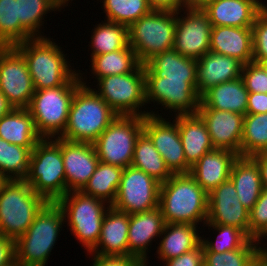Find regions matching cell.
<instances>
[{
	"label": "cell",
	"instance_id": "15",
	"mask_svg": "<svg viewBox=\"0 0 267 266\" xmlns=\"http://www.w3.org/2000/svg\"><path fill=\"white\" fill-rule=\"evenodd\" d=\"M146 102H157L176 115L197 114L200 96L186 79L145 77Z\"/></svg>",
	"mask_w": 267,
	"mask_h": 266
},
{
	"label": "cell",
	"instance_id": "33",
	"mask_svg": "<svg viewBox=\"0 0 267 266\" xmlns=\"http://www.w3.org/2000/svg\"><path fill=\"white\" fill-rule=\"evenodd\" d=\"M131 166L143 170L160 183L166 182L173 175L144 131L137 138Z\"/></svg>",
	"mask_w": 267,
	"mask_h": 266
},
{
	"label": "cell",
	"instance_id": "24",
	"mask_svg": "<svg viewBox=\"0 0 267 266\" xmlns=\"http://www.w3.org/2000/svg\"><path fill=\"white\" fill-rule=\"evenodd\" d=\"M210 51L234 57L243 64L253 62L252 28L212 26Z\"/></svg>",
	"mask_w": 267,
	"mask_h": 266
},
{
	"label": "cell",
	"instance_id": "57",
	"mask_svg": "<svg viewBox=\"0 0 267 266\" xmlns=\"http://www.w3.org/2000/svg\"><path fill=\"white\" fill-rule=\"evenodd\" d=\"M8 179L2 174V172L0 171V190L2 188V186L4 185V183L7 181Z\"/></svg>",
	"mask_w": 267,
	"mask_h": 266
},
{
	"label": "cell",
	"instance_id": "49",
	"mask_svg": "<svg viewBox=\"0 0 267 266\" xmlns=\"http://www.w3.org/2000/svg\"><path fill=\"white\" fill-rule=\"evenodd\" d=\"M267 113V93H249L246 114Z\"/></svg>",
	"mask_w": 267,
	"mask_h": 266
},
{
	"label": "cell",
	"instance_id": "39",
	"mask_svg": "<svg viewBox=\"0 0 267 266\" xmlns=\"http://www.w3.org/2000/svg\"><path fill=\"white\" fill-rule=\"evenodd\" d=\"M261 242L250 239L242 248L222 253L203 252L205 266H254L262 257Z\"/></svg>",
	"mask_w": 267,
	"mask_h": 266
},
{
	"label": "cell",
	"instance_id": "43",
	"mask_svg": "<svg viewBox=\"0 0 267 266\" xmlns=\"http://www.w3.org/2000/svg\"><path fill=\"white\" fill-rule=\"evenodd\" d=\"M267 232V188H263L260 197L249 211V238L261 241Z\"/></svg>",
	"mask_w": 267,
	"mask_h": 266
},
{
	"label": "cell",
	"instance_id": "48",
	"mask_svg": "<svg viewBox=\"0 0 267 266\" xmlns=\"http://www.w3.org/2000/svg\"><path fill=\"white\" fill-rule=\"evenodd\" d=\"M15 260V239L0 236V266H7Z\"/></svg>",
	"mask_w": 267,
	"mask_h": 266
},
{
	"label": "cell",
	"instance_id": "6",
	"mask_svg": "<svg viewBox=\"0 0 267 266\" xmlns=\"http://www.w3.org/2000/svg\"><path fill=\"white\" fill-rule=\"evenodd\" d=\"M47 203L24 179L7 180L0 190V236L16 240Z\"/></svg>",
	"mask_w": 267,
	"mask_h": 266
},
{
	"label": "cell",
	"instance_id": "37",
	"mask_svg": "<svg viewBox=\"0 0 267 266\" xmlns=\"http://www.w3.org/2000/svg\"><path fill=\"white\" fill-rule=\"evenodd\" d=\"M267 152V113L246 114L243 122L241 156Z\"/></svg>",
	"mask_w": 267,
	"mask_h": 266
},
{
	"label": "cell",
	"instance_id": "11",
	"mask_svg": "<svg viewBox=\"0 0 267 266\" xmlns=\"http://www.w3.org/2000/svg\"><path fill=\"white\" fill-rule=\"evenodd\" d=\"M143 132V117L118 115L93 143L99 161L131 166L137 138Z\"/></svg>",
	"mask_w": 267,
	"mask_h": 266
},
{
	"label": "cell",
	"instance_id": "61",
	"mask_svg": "<svg viewBox=\"0 0 267 266\" xmlns=\"http://www.w3.org/2000/svg\"><path fill=\"white\" fill-rule=\"evenodd\" d=\"M149 262H144L142 266H147Z\"/></svg>",
	"mask_w": 267,
	"mask_h": 266
},
{
	"label": "cell",
	"instance_id": "1",
	"mask_svg": "<svg viewBox=\"0 0 267 266\" xmlns=\"http://www.w3.org/2000/svg\"><path fill=\"white\" fill-rule=\"evenodd\" d=\"M159 208L165 223L199 225L203 221L204 225L208 214V193L189 173L173 174L161 183Z\"/></svg>",
	"mask_w": 267,
	"mask_h": 266
},
{
	"label": "cell",
	"instance_id": "47",
	"mask_svg": "<svg viewBox=\"0 0 267 266\" xmlns=\"http://www.w3.org/2000/svg\"><path fill=\"white\" fill-rule=\"evenodd\" d=\"M164 266H203V245L202 243L193 250L186 252L179 257L166 260Z\"/></svg>",
	"mask_w": 267,
	"mask_h": 266
},
{
	"label": "cell",
	"instance_id": "19",
	"mask_svg": "<svg viewBox=\"0 0 267 266\" xmlns=\"http://www.w3.org/2000/svg\"><path fill=\"white\" fill-rule=\"evenodd\" d=\"M215 149H227L241 156L244 116L230 111L198 109Z\"/></svg>",
	"mask_w": 267,
	"mask_h": 266
},
{
	"label": "cell",
	"instance_id": "18",
	"mask_svg": "<svg viewBox=\"0 0 267 266\" xmlns=\"http://www.w3.org/2000/svg\"><path fill=\"white\" fill-rule=\"evenodd\" d=\"M62 158L66 194L71 191H81L99 163L93 144L62 139Z\"/></svg>",
	"mask_w": 267,
	"mask_h": 266
},
{
	"label": "cell",
	"instance_id": "29",
	"mask_svg": "<svg viewBox=\"0 0 267 266\" xmlns=\"http://www.w3.org/2000/svg\"><path fill=\"white\" fill-rule=\"evenodd\" d=\"M197 227L194 224L166 223L156 251L157 258L164 263L198 247L202 237L198 234Z\"/></svg>",
	"mask_w": 267,
	"mask_h": 266
},
{
	"label": "cell",
	"instance_id": "20",
	"mask_svg": "<svg viewBox=\"0 0 267 266\" xmlns=\"http://www.w3.org/2000/svg\"><path fill=\"white\" fill-rule=\"evenodd\" d=\"M266 5L262 0H212L202 9L212 26L252 27Z\"/></svg>",
	"mask_w": 267,
	"mask_h": 266
},
{
	"label": "cell",
	"instance_id": "4",
	"mask_svg": "<svg viewBox=\"0 0 267 266\" xmlns=\"http://www.w3.org/2000/svg\"><path fill=\"white\" fill-rule=\"evenodd\" d=\"M24 180L47 202L56 203L66 194L62 138H42L35 145Z\"/></svg>",
	"mask_w": 267,
	"mask_h": 266
},
{
	"label": "cell",
	"instance_id": "5",
	"mask_svg": "<svg viewBox=\"0 0 267 266\" xmlns=\"http://www.w3.org/2000/svg\"><path fill=\"white\" fill-rule=\"evenodd\" d=\"M64 222L62 209L48 202L28 230L15 240L16 261L21 266H45Z\"/></svg>",
	"mask_w": 267,
	"mask_h": 266
},
{
	"label": "cell",
	"instance_id": "8",
	"mask_svg": "<svg viewBox=\"0 0 267 266\" xmlns=\"http://www.w3.org/2000/svg\"><path fill=\"white\" fill-rule=\"evenodd\" d=\"M62 209L65 222L82 247L90 252L98 243L101 225L107 212V202L83 194L81 191H71L57 202ZM106 206V207H105ZM67 220V221H66Z\"/></svg>",
	"mask_w": 267,
	"mask_h": 266
},
{
	"label": "cell",
	"instance_id": "35",
	"mask_svg": "<svg viewBox=\"0 0 267 266\" xmlns=\"http://www.w3.org/2000/svg\"><path fill=\"white\" fill-rule=\"evenodd\" d=\"M91 62V71L96 76L95 79L110 75L127 74L135 71L141 65L135 51L130 46L93 56Z\"/></svg>",
	"mask_w": 267,
	"mask_h": 266
},
{
	"label": "cell",
	"instance_id": "52",
	"mask_svg": "<svg viewBox=\"0 0 267 266\" xmlns=\"http://www.w3.org/2000/svg\"><path fill=\"white\" fill-rule=\"evenodd\" d=\"M212 0H182L183 8H203L208 2Z\"/></svg>",
	"mask_w": 267,
	"mask_h": 266
},
{
	"label": "cell",
	"instance_id": "16",
	"mask_svg": "<svg viewBox=\"0 0 267 266\" xmlns=\"http://www.w3.org/2000/svg\"><path fill=\"white\" fill-rule=\"evenodd\" d=\"M172 122L151 111L150 115L143 117V131L173 174L189 173L191 167L186 163L178 124L174 120Z\"/></svg>",
	"mask_w": 267,
	"mask_h": 266
},
{
	"label": "cell",
	"instance_id": "3",
	"mask_svg": "<svg viewBox=\"0 0 267 266\" xmlns=\"http://www.w3.org/2000/svg\"><path fill=\"white\" fill-rule=\"evenodd\" d=\"M24 57L35 90L68 83L79 70H72L65 54L48 37L31 38L14 46Z\"/></svg>",
	"mask_w": 267,
	"mask_h": 266
},
{
	"label": "cell",
	"instance_id": "31",
	"mask_svg": "<svg viewBox=\"0 0 267 266\" xmlns=\"http://www.w3.org/2000/svg\"><path fill=\"white\" fill-rule=\"evenodd\" d=\"M0 138L22 147H35L42 139L27 108H13L0 118Z\"/></svg>",
	"mask_w": 267,
	"mask_h": 266
},
{
	"label": "cell",
	"instance_id": "17",
	"mask_svg": "<svg viewBox=\"0 0 267 266\" xmlns=\"http://www.w3.org/2000/svg\"><path fill=\"white\" fill-rule=\"evenodd\" d=\"M206 222L233 226L249 237V210L239 201L235 186L230 179L208 194Z\"/></svg>",
	"mask_w": 267,
	"mask_h": 266
},
{
	"label": "cell",
	"instance_id": "38",
	"mask_svg": "<svg viewBox=\"0 0 267 266\" xmlns=\"http://www.w3.org/2000/svg\"><path fill=\"white\" fill-rule=\"evenodd\" d=\"M34 147H22L0 138V171L8 180L25 179Z\"/></svg>",
	"mask_w": 267,
	"mask_h": 266
},
{
	"label": "cell",
	"instance_id": "7",
	"mask_svg": "<svg viewBox=\"0 0 267 266\" xmlns=\"http://www.w3.org/2000/svg\"><path fill=\"white\" fill-rule=\"evenodd\" d=\"M82 84L79 72L66 84L35 90L27 110L42 138L59 137L65 130L76 89Z\"/></svg>",
	"mask_w": 267,
	"mask_h": 266
},
{
	"label": "cell",
	"instance_id": "21",
	"mask_svg": "<svg viewBox=\"0 0 267 266\" xmlns=\"http://www.w3.org/2000/svg\"><path fill=\"white\" fill-rule=\"evenodd\" d=\"M164 216L159 207L129 214L128 255L148 261V246L161 236L165 226Z\"/></svg>",
	"mask_w": 267,
	"mask_h": 266
},
{
	"label": "cell",
	"instance_id": "26",
	"mask_svg": "<svg viewBox=\"0 0 267 266\" xmlns=\"http://www.w3.org/2000/svg\"><path fill=\"white\" fill-rule=\"evenodd\" d=\"M145 77L186 79L197 90V60L175 49L157 54L144 64Z\"/></svg>",
	"mask_w": 267,
	"mask_h": 266
},
{
	"label": "cell",
	"instance_id": "9",
	"mask_svg": "<svg viewBox=\"0 0 267 266\" xmlns=\"http://www.w3.org/2000/svg\"><path fill=\"white\" fill-rule=\"evenodd\" d=\"M176 12L152 10L129 27V46L141 64L157 54L173 49Z\"/></svg>",
	"mask_w": 267,
	"mask_h": 266
},
{
	"label": "cell",
	"instance_id": "23",
	"mask_svg": "<svg viewBox=\"0 0 267 266\" xmlns=\"http://www.w3.org/2000/svg\"><path fill=\"white\" fill-rule=\"evenodd\" d=\"M238 156L231 150L213 149L191 167L189 174L209 194L230 178L233 162Z\"/></svg>",
	"mask_w": 267,
	"mask_h": 266
},
{
	"label": "cell",
	"instance_id": "36",
	"mask_svg": "<svg viewBox=\"0 0 267 266\" xmlns=\"http://www.w3.org/2000/svg\"><path fill=\"white\" fill-rule=\"evenodd\" d=\"M91 36V58L129 46V27L111 21L95 25Z\"/></svg>",
	"mask_w": 267,
	"mask_h": 266
},
{
	"label": "cell",
	"instance_id": "58",
	"mask_svg": "<svg viewBox=\"0 0 267 266\" xmlns=\"http://www.w3.org/2000/svg\"><path fill=\"white\" fill-rule=\"evenodd\" d=\"M262 256L267 260V248L266 247H262Z\"/></svg>",
	"mask_w": 267,
	"mask_h": 266
},
{
	"label": "cell",
	"instance_id": "30",
	"mask_svg": "<svg viewBox=\"0 0 267 266\" xmlns=\"http://www.w3.org/2000/svg\"><path fill=\"white\" fill-rule=\"evenodd\" d=\"M229 179L235 186L239 201L250 211L263 190L257 163L251 157L238 156L233 162Z\"/></svg>",
	"mask_w": 267,
	"mask_h": 266
},
{
	"label": "cell",
	"instance_id": "14",
	"mask_svg": "<svg viewBox=\"0 0 267 266\" xmlns=\"http://www.w3.org/2000/svg\"><path fill=\"white\" fill-rule=\"evenodd\" d=\"M184 12L183 17L180 12ZM176 12L174 46L181 55L195 60L210 51L212 24L202 8H184Z\"/></svg>",
	"mask_w": 267,
	"mask_h": 266
},
{
	"label": "cell",
	"instance_id": "56",
	"mask_svg": "<svg viewBox=\"0 0 267 266\" xmlns=\"http://www.w3.org/2000/svg\"><path fill=\"white\" fill-rule=\"evenodd\" d=\"M62 8L68 6L70 0H55Z\"/></svg>",
	"mask_w": 267,
	"mask_h": 266
},
{
	"label": "cell",
	"instance_id": "2",
	"mask_svg": "<svg viewBox=\"0 0 267 266\" xmlns=\"http://www.w3.org/2000/svg\"><path fill=\"white\" fill-rule=\"evenodd\" d=\"M80 77L82 84L75 91L66 128L59 137L93 144L118 114L91 86L86 85L82 73Z\"/></svg>",
	"mask_w": 267,
	"mask_h": 266
},
{
	"label": "cell",
	"instance_id": "34",
	"mask_svg": "<svg viewBox=\"0 0 267 266\" xmlns=\"http://www.w3.org/2000/svg\"><path fill=\"white\" fill-rule=\"evenodd\" d=\"M123 169L122 167L99 161L95 172L81 192L85 195L102 199L108 203L107 205L111 206L117 195Z\"/></svg>",
	"mask_w": 267,
	"mask_h": 266
},
{
	"label": "cell",
	"instance_id": "53",
	"mask_svg": "<svg viewBox=\"0 0 267 266\" xmlns=\"http://www.w3.org/2000/svg\"><path fill=\"white\" fill-rule=\"evenodd\" d=\"M13 109L7 98L0 92V118Z\"/></svg>",
	"mask_w": 267,
	"mask_h": 266
},
{
	"label": "cell",
	"instance_id": "60",
	"mask_svg": "<svg viewBox=\"0 0 267 266\" xmlns=\"http://www.w3.org/2000/svg\"><path fill=\"white\" fill-rule=\"evenodd\" d=\"M262 239L265 238L267 239V232L261 237Z\"/></svg>",
	"mask_w": 267,
	"mask_h": 266
},
{
	"label": "cell",
	"instance_id": "51",
	"mask_svg": "<svg viewBox=\"0 0 267 266\" xmlns=\"http://www.w3.org/2000/svg\"><path fill=\"white\" fill-rule=\"evenodd\" d=\"M251 158L259 167L263 188H267V152L255 154Z\"/></svg>",
	"mask_w": 267,
	"mask_h": 266
},
{
	"label": "cell",
	"instance_id": "40",
	"mask_svg": "<svg viewBox=\"0 0 267 266\" xmlns=\"http://www.w3.org/2000/svg\"><path fill=\"white\" fill-rule=\"evenodd\" d=\"M107 21L130 27L152 9L147 0H103Z\"/></svg>",
	"mask_w": 267,
	"mask_h": 266
},
{
	"label": "cell",
	"instance_id": "59",
	"mask_svg": "<svg viewBox=\"0 0 267 266\" xmlns=\"http://www.w3.org/2000/svg\"><path fill=\"white\" fill-rule=\"evenodd\" d=\"M7 266H21L16 260Z\"/></svg>",
	"mask_w": 267,
	"mask_h": 266
},
{
	"label": "cell",
	"instance_id": "12",
	"mask_svg": "<svg viewBox=\"0 0 267 266\" xmlns=\"http://www.w3.org/2000/svg\"><path fill=\"white\" fill-rule=\"evenodd\" d=\"M161 183L133 166L123 169L115 201L111 205L127 214L159 207Z\"/></svg>",
	"mask_w": 267,
	"mask_h": 266
},
{
	"label": "cell",
	"instance_id": "55",
	"mask_svg": "<svg viewBox=\"0 0 267 266\" xmlns=\"http://www.w3.org/2000/svg\"><path fill=\"white\" fill-rule=\"evenodd\" d=\"M255 63H258L267 73V60L264 61H253Z\"/></svg>",
	"mask_w": 267,
	"mask_h": 266
},
{
	"label": "cell",
	"instance_id": "41",
	"mask_svg": "<svg viewBox=\"0 0 267 266\" xmlns=\"http://www.w3.org/2000/svg\"><path fill=\"white\" fill-rule=\"evenodd\" d=\"M208 229L213 228L218 233L216 241L206 240L202 236L203 252L222 253L242 248L250 238L240 229L228 225H218L206 222ZM210 227V228H209Z\"/></svg>",
	"mask_w": 267,
	"mask_h": 266
},
{
	"label": "cell",
	"instance_id": "45",
	"mask_svg": "<svg viewBox=\"0 0 267 266\" xmlns=\"http://www.w3.org/2000/svg\"><path fill=\"white\" fill-rule=\"evenodd\" d=\"M241 79L249 93H267V73L258 63L243 64Z\"/></svg>",
	"mask_w": 267,
	"mask_h": 266
},
{
	"label": "cell",
	"instance_id": "28",
	"mask_svg": "<svg viewBox=\"0 0 267 266\" xmlns=\"http://www.w3.org/2000/svg\"><path fill=\"white\" fill-rule=\"evenodd\" d=\"M248 94L241 77L216 85L200 97L198 109H216L246 115Z\"/></svg>",
	"mask_w": 267,
	"mask_h": 266
},
{
	"label": "cell",
	"instance_id": "32",
	"mask_svg": "<svg viewBox=\"0 0 267 266\" xmlns=\"http://www.w3.org/2000/svg\"><path fill=\"white\" fill-rule=\"evenodd\" d=\"M19 19V43L31 38H43L40 28L48 12L61 10L55 0H16ZM43 20V21H42Z\"/></svg>",
	"mask_w": 267,
	"mask_h": 266
},
{
	"label": "cell",
	"instance_id": "22",
	"mask_svg": "<svg viewBox=\"0 0 267 266\" xmlns=\"http://www.w3.org/2000/svg\"><path fill=\"white\" fill-rule=\"evenodd\" d=\"M243 63L234 57L212 51L197 60V93L201 97L210 88L241 77Z\"/></svg>",
	"mask_w": 267,
	"mask_h": 266
},
{
	"label": "cell",
	"instance_id": "44",
	"mask_svg": "<svg viewBox=\"0 0 267 266\" xmlns=\"http://www.w3.org/2000/svg\"><path fill=\"white\" fill-rule=\"evenodd\" d=\"M253 61L267 60V5L252 25Z\"/></svg>",
	"mask_w": 267,
	"mask_h": 266
},
{
	"label": "cell",
	"instance_id": "27",
	"mask_svg": "<svg viewBox=\"0 0 267 266\" xmlns=\"http://www.w3.org/2000/svg\"><path fill=\"white\" fill-rule=\"evenodd\" d=\"M179 135L186 163L192 167L204 154L215 149L205 122L198 114L177 115Z\"/></svg>",
	"mask_w": 267,
	"mask_h": 266
},
{
	"label": "cell",
	"instance_id": "10",
	"mask_svg": "<svg viewBox=\"0 0 267 266\" xmlns=\"http://www.w3.org/2000/svg\"><path fill=\"white\" fill-rule=\"evenodd\" d=\"M96 82L98 91L95 92L118 115L140 117L150 115L147 110L143 112L141 110V107L147 104L143 64L133 72L105 76L97 79Z\"/></svg>",
	"mask_w": 267,
	"mask_h": 266
},
{
	"label": "cell",
	"instance_id": "54",
	"mask_svg": "<svg viewBox=\"0 0 267 266\" xmlns=\"http://www.w3.org/2000/svg\"><path fill=\"white\" fill-rule=\"evenodd\" d=\"M254 266H267V260L262 256Z\"/></svg>",
	"mask_w": 267,
	"mask_h": 266
},
{
	"label": "cell",
	"instance_id": "46",
	"mask_svg": "<svg viewBox=\"0 0 267 266\" xmlns=\"http://www.w3.org/2000/svg\"><path fill=\"white\" fill-rule=\"evenodd\" d=\"M93 256L92 266H142L143 261L133 255H98Z\"/></svg>",
	"mask_w": 267,
	"mask_h": 266
},
{
	"label": "cell",
	"instance_id": "25",
	"mask_svg": "<svg viewBox=\"0 0 267 266\" xmlns=\"http://www.w3.org/2000/svg\"><path fill=\"white\" fill-rule=\"evenodd\" d=\"M128 230L129 214L109 205L102 221L98 243L89 253L128 255Z\"/></svg>",
	"mask_w": 267,
	"mask_h": 266
},
{
	"label": "cell",
	"instance_id": "13",
	"mask_svg": "<svg viewBox=\"0 0 267 266\" xmlns=\"http://www.w3.org/2000/svg\"><path fill=\"white\" fill-rule=\"evenodd\" d=\"M0 92L13 108H27L35 88L23 55L14 47H0Z\"/></svg>",
	"mask_w": 267,
	"mask_h": 266
},
{
	"label": "cell",
	"instance_id": "50",
	"mask_svg": "<svg viewBox=\"0 0 267 266\" xmlns=\"http://www.w3.org/2000/svg\"><path fill=\"white\" fill-rule=\"evenodd\" d=\"M152 10L177 12L182 10V0H147Z\"/></svg>",
	"mask_w": 267,
	"mask_h": 266
},
{
	"label": "cell",
	"instance_id": "42",
	"mask_svg": "<svg viewBox=\"0 0 267 266\" xmlns=\"http://www.w3.org/2000/svg\"><path fill=\"white\" fill-rule=\"evenodd\" d=\"M19 44V19L16 0H0V47Z\"/></svg>",
	"mask_w": 267,
	"mask_h": 266
}]
</instances>
